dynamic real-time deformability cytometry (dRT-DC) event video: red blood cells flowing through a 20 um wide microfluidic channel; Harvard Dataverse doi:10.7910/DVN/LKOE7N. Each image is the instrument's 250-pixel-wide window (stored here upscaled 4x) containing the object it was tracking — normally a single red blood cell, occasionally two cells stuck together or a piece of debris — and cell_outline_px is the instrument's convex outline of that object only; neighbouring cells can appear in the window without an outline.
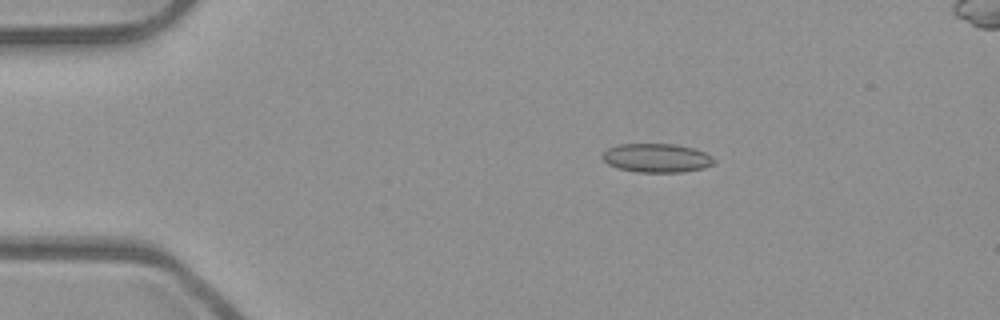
{"species": "common noctule bat (a hibernating species)", "species_latin": "Nyctalus noctula", "temperature_condition": "room temperature", "stored_images_in_passage": 49, "segment_of_instrument_passage": [1, 2], "camera_frame_rate_fps": 3000, "um_per_image_px": 0.085, "animal": {"sex": "male", "body_mass_g": 23.1, "forearm_length_mm": 52.7}, "frame": {"image": 1, "passage_image": 5, "time_ms": 1.333, "image_size_px": [1000, 320], "cell_outline_px": [[716, 160], [712, 164], [704, 168], [684, 172], [636, 172], [620, 168], [608, 164], [600, 156], [608, 148], [620, 144], [676, 144], [692, 148], [704, 152], [712, 156]], "centroid_in_image_um": [55.83, 13.43], "position_along_channel_um": 29.2, "area_um2": 18.73}}
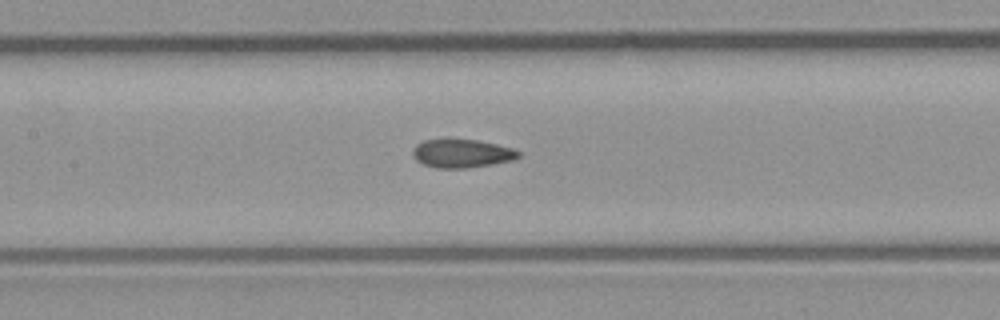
{"frame": {"image": 2, "passage_image": 20, "time_ms": 6.333, "image_size_px": [1000, 320], "cell_outline_px": [[520, 156], [512, 160], [492, 164], [464, 168], [436, 168], [424, 164], [416, 160], [412, 156], [412, 148], [416, 144], [424, 140], [448, 136], [476, 140], [496, 144], [512, 148], [520, 152]], "centroid_in_image_um": [39.18, 13.0], "position_along_channel_um": 168.2, "area_um2": 18.09}}
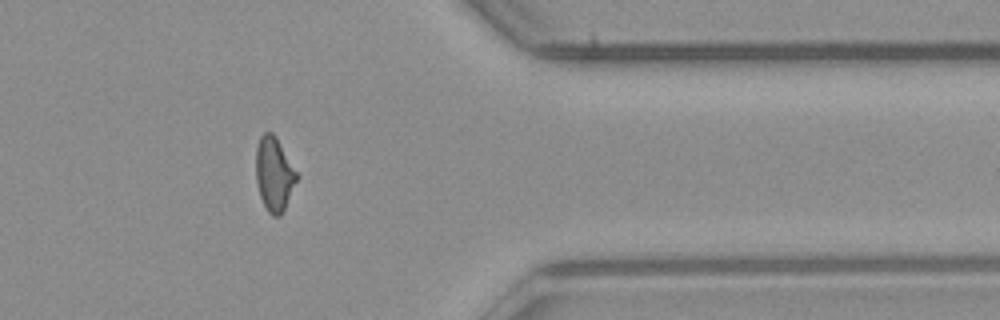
{"frame": {"image": 3, "passage_image": 38, "time_ms": 12.333, "image_size_px": [1000, 320], "cell_outline_px": [[300, 176], [284, 212], [280, 216], [272, 216], [268, 212], [260, 196], [256, 180], [256, 148], [260, 136], [264, 132], [272, 132], [276, 136]], "centroid_in_image_um": [23.33, 14.81], "position_along_channel_um": 388.1, "area_um2": 17.98}}